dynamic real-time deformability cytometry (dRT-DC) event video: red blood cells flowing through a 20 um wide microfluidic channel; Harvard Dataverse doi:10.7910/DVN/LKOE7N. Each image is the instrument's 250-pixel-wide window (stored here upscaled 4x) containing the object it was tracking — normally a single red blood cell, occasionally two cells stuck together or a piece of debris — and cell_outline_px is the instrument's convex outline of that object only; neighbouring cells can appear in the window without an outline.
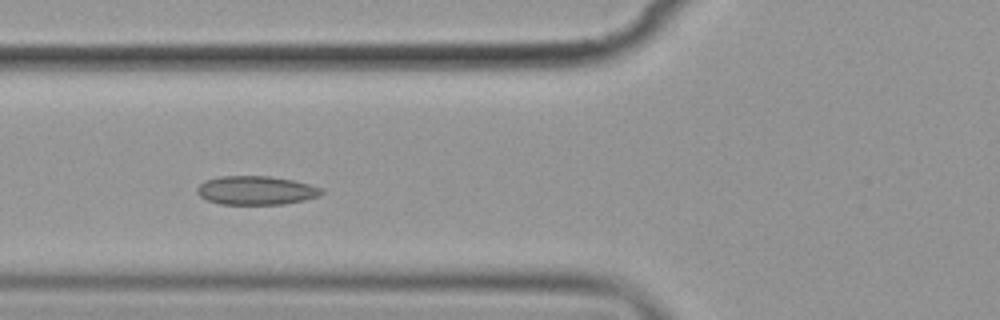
{"species": "common noctule bat (a hibernating species)", "species_latin": "Nyctalus noctula", "temperature_condition": "cold", "stored_images_in_passage": 4, "camera_frame_rate_fps": 3000, "um_per_image_px": 0.085, "animal": {"sex": "female", "body_mass_g": 19.9}, "frame": {"image": 1, "passage_image": 4, "time_ms": 3.667, "image_size_px": [1000, 320], "cell_outline_px": [[324, 192], [320, 196], [304, 200], [284, 204], [220, 204], [208, 200], [200, 196], [196, 192], [196, 188], [204, 180], [220, 176], [268, 176], [292, 180], [308, 184], [320, 188]], "centroid_in_image_um": [21.74, 16.18], "position_along_channel_um": 104.1, "area_um2": 20.81}}